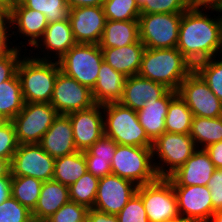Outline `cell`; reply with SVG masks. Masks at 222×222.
Instances as JSON below:
<instances>
[{
	"label": "cell",
	"instance_id": "1",
	"mask_svg": "<svg viewBox=\"0 0 222 222\" xmlns=\"http://www.w3.org/2000/svg\"><path fill=\"white\" fill-rule=\"evenodd\" d=\"M205 9L222 13L219 7L192 5L182 13L179 27L176 48L193 67L201 61L221 56L218 54L222 48V15L213 19Z\"/></svg>",
	"mask_w": 222,
	"mask_h": 222
},
{
	"label": "cell",
	"instance_id": "2",
	"mask_svg": "<svg viewBox=\"0 0 222 222\" xmlns=\"http://www.w3.org/2000/svg\"><path fill=\"white\" fill-rule=\"evenodd\" d=\"M194 67L177 48H145L137 75L177 91Z\"/></svg>",
	"mask_w": 222,
	"mask_h": 222
},
{
	"label": "cell",
	"instance_id": "3",
	"mask_svg": "<svg viewBox=\"0 0 222 222\" xmlns=\"http://www.w3.org/2000/svg\"><path fill=\"white\" fill-rule=\"evenodd\" d=\"M59 71L58 61L40 60L24 54L17 66L24 102L50 103Z\"/></svg>",
	"mask_w": 222,
	"mask_h": 222
},
{
	"label": "cell",
	"instance_id": "4",
	"mask_svg": "<svg viewBox=\"0 0 222 222\" xmlns=\"http://www.w3.org/2000/svg\"><path fill=\"white\" fill-rule=\"evenodd\" d=\"M104 135L117 144L152 147L153 142L140 125L137 112L120 102L103 104Z\"/></svg>",
	"mask_w": 222,
	"mask_h": 222
},
{
	"label": "cell",
	"instance_id": "5",
	"mask_svg": "<svg viewBox=\"0 0 222 222\" xmlns=\"http://www.w3.org/2000/svg\"><path fill=\"white\" fill-rule=\"evenodd\" d=\"M112 174L134 182L137 186L154 182L157 175L152 147L118 144L111 161Z\"/></svg>",
	"mask_w": 222,
	"mask_h": 222
},
{
	"label": "cell",
	"instance_id": "6",
	"mask_svg": "<svg viewBox=\"0 0 222 222\" xmlns=\"http://www.w3.org/2000/svg\"><path fill=\"white\" fill-rule=\"evenodd\" d=\"M196 150L197 147L194 140L189 134H177L165 131L152 144L153 161H155L154 166L158 177L168 178L180 168ZM155 156H157V158ZM157 159L159 160L156 161Z\"/></svg>",
	"mask_w": 222,
	"mask_h": 222
},
{
	"label": "cell",
	"instance_id": "7",
	"mask_svg": "<svg viewBox=\"0 0 222 222\" xmlns=\"http://www.w3.org/2000/svg\"><path fill=\"white\" fill-rule=\"evenodd\" d=\"M104 61L96 44H76L59 61L60 71L92 90Z\"/></svg>",
	"mask_w": 222,
	"mask_h": 222
},
{
	"label": "cell",
	"instance_id": "8",
	"mask_svg": "<svg viewBox=\"0 0 222 222\" xmlns=\"http://www.w3.org/2000/svg\"><path fill=\"white\" fill-rule=\"evenodd\" d=\"M182 14H141L139 40L150 49L176 48Z\"/></svg>",
	"mask_w": 222,
	"mask_h": 222
},
{
	"label": "cell",
	"instance_id": "9",
	"mask_svg": "<svg viewBox=\"0 0 222 222\" xmlns=\"http://www.w3.org/2000/svg\"><path fill=\"white\" fill-rule=\"evenodd\" d=\"M57 116L50 103H24L21 112L11 120L18 144H39Z\"/></svg>",
	"mask_w": 222,
	"mask_h": 222
},
{
	"label": "cell",
	"instance_id": "10",
	"mask_svg": "<svg viewBox=\"0 0 222 222\" xmlns=\"http://www.w3.org/2000/svg\"><path fill=\"white\" fill-rule=\"evenodd\" d=\"M136 193L142 198L149 222H161L180 215L173 185L167 178L140 185Z\"/></svg>",
	"mask_w": 222,
	"mask_h": 222
},
{
	"label": "cell",
	"instance_id": "11",
	"mask_svg": "<svg viewBox=\"0 0 222 222\" xmlns=\"http://www.w3.org/2000/svg\"><path fill=\"white\" fill-rule=\"evenodd\" d=\"M177 94L192 111L193 116H222V102L195 70L182 81Z\"/></svg>",
	"mask_w": 222,
	"mask_h": 222
},
{
	"label": "cell",
	"instance_id": "12",
	"mask_svg": "<svg viewBox=\"0 0 222 222\" xmlns=\"http://www.w3.org/2000/svg\"><path fill=\"white\" fill-rule=\"evenodd\" d=\"M54 162L39 144H19L11 160V176H31L42 182L52 180Z\"/></svg>",
	"mask_w": 222,
	"mask_h": 222
},
{
	"label": "cell",
	"instance_id": "13",
	"mask_svg": "<svg viewBox=\"0 0 222 222\" xmlns=\"http://www.w3.org/2000/svg\"><path fill=\"white\" fill-rule=\"evenodd\" d=\"M50 104L58 114L65 115L95 105L91 90L62 71L58 72Z\"/></svg>",
	"mask_w": 222,
	"mask_h": 222
},
{
	"label": "cell",
	"instance_id": "14",
	"mask_svg": "<svg viewBox=\"0 0 222 222\" xmlns=\"http://www.w3.org/2000/svg\"><path fill=\"white\" fill-rule=\"evenodd\" d=\"M138 186L125 178L109 174L99 178L94 209L117 215L137 192Z\"/></svg>",
	"mask_w": 222,
	"mask_h": 222
},
{
	"label": "cell",
	"instance_id": "15",
	"mask_svg": "<svg viewBox=\"0 0 222 222\" xmlns=\"http://www.w3.org/2000/svg\"><path fill=\"white\" fill-rule=\"evenodd\" d=\"M68 18L77 44L99 45L106 23L102 6L71 8Z\"/></svg>",
	"mask_w": 222,
	"mask_h": 222
},
{
	"label": "cell",
	"instance_id": "16",
	"mask_svg": "<svg viewBox=\"0 0 222 222\" xmlns=\"http://www.w3.org/2000/svg\"><path fill=\"white\" fill-rule=\"evenodd\" d=\"M67 115L71 121L74 144L78 151H86L104 135L103 105L95 104L89 109Z\"/></svg>",
	"mask_w": 222,
	"mask_h": 222
},
{
	"label": "cell",
	"instance_id": "17",
	"mask_svg": "<svg viewBox=\"0 0 222 222\" xmlns=\"http://www.w3.org/2000/svg\"><path fill=\"white\" fill-rule=\"evenodd\" d=\"M179 214L193 222H208L213 214L208 186H173Z\"/></svg>",
	"mask_w": 222,
	"mask_h": 222
},
{
	"label": "cell",
	"instance_id": "18",
	"mask_svg": "<svg viewBox=\"0 0 222 222\" xmlns=\"http://www.w3.org/2000/svg\"><path fill=\"white\" fill-rule=\"evenodd\" d=\"M76 44L69 18H67L63 21L48 24L43 36L32 48H35L34 50L38 49V51L40 49L45 54L42 57L36 56V59L51 61V58H54L52 61H55V59L59 61ZM52 54L55 55L52 57Z\"/></svg>",
	"mask_w": 222,
	"mask_h": 222
},
{
	"label": "cell",
	"instance_id": "19",
	"mask_svg": "<svg viewBox=\"0 0 222 222\" xmlns=\"http://www.w3.org/2000/svg\"><path fill=\"white\" fill-rule=\"evenodd\" d=\"M216 167L205 149H197L186 162L167 179L173 186H207Z\"/></svg>",
	"mask_w": 222,
	"mask_h": 222
},
{
	"label": "cell",
	"instance_id": "20",
	"mask_svg": "<svg viewBox=\"0 0 222 222\" xmlns=\"http://www.w3.org/2000/svg\"><path fill=\"white\" fill-rule=\"evenodd\" d=\"M39 145L54 159L77 152L69 116L58 114L50 128L42 136Z\"/></svg>",
	"mask_w": 222,
	"mask_h": 222
},
{
	"label": "cell",
	"instance_id": "21",
	"mask_svg": "<svg viewBox=\"0 0 222 222\" xmlns=\"http://www.w3.org/2000/svg\"><path fill=\"white\" fill-rule=\"evenodd\" d=\"M11 28L16 31H11L12 35L19 34L20 38L28 40L29 47H33L38 40L43 36V33L48 26V22L43 13L26 8L17 0L11 4L10 8Z\"/></svg>",
	"mask_w": 222,
	"mask_h": 222
},
{
	"label": "cell",
	"instance_id": "22",
	"mask_svg": "<svg viewBox=\"0 0 222 222\" xmlns=\"http://www.w3.org/2000/svg\"><path fill=\"white\" fill-rule=\"evenodd\" d=\"M169 90L165 85L139 75L129 76L126 78L123 97L119 102L123 106L138 111L144 107L145 102L157 101Z\"/></svg>",
	"mask_w": 222,
	"mask_h": 222
},
{
	"label": "cell",
	"instance_id": "23",
	"mask_svg": "<svg viewBox=\"0 0 222 222\" xmlns=\"http://www.w3.org/2000/svg\"><path fill=\"white\" fill-rule=\"evenodd\" d=\"M177 95V91L169 90L157 101L144 103V107L137 112L140 125L145 129L149 139L154 142L165 131V118L170 101Z\"/></svg>",
	"mask_w": 222,
	"mask_h": 222
},
{
	"label": "cell",
	"instance_id": "24",
	"mask_svg": "<svg viewBox=\"0 0 222 222\" xmlns=\"http://www.w3.org/2000/svg\"><path fill=\"white\" fill-rule=\"evenodd\" d=\"M126 78L123 73L115 71L109 64L103 61L96 84L91 90L94 103L103 105L119 102L123 97Z\"/></svg>",
	"mask_w": 222,
	"mask_h": 222
},
{
	"label": "cell",
	"instance_id": "25",
	"mask_svg": "<svg viewBox=\"0 0 222 222\" xmlns=\"http://www.w3.org/2000/svg\"><path fill=\"white\" fill-rule=\"evenodd\" d=\"M69 200V186L53 179L43 182L37 204L31 212L33 221L45 222Z\"/></svg>",
	"mask_w": 222,
	"mask_h": 222
},
{
	"label": "cell",
	"instance_id": "26",
	"mask_svg": "<svg viewBox=\"0 0 222 222\" xmlns=\"http://www.w3.org/2000/svg\"><path fill=\"white\" fill-rule=\"evenodd\" d=\"M101 49L104 62L109 64L115 71L123 73L126 77L138 74L145 50V46L140 40L119 48Z\"/></svg>",
	"mask_w": 222,
	"mask_h": 222
},
{
	"label": "cell",
	"instance_id": "27",
	"mask_svg": "<svg viewBox=\"0 0 222 222\" xmlns=\"http://www.w3.org/2000/svg\"><path fill=\"white\" fill-rule=\"evenodd\" d=\"M139 41L138 21L106 20L100 48H119Z\"/></svg>",
	"mask_w": 222,
	"mask_h": 222
},
{
	"label": "cell",
	"instance_id": "28",
	"mask_svg": "<svg viewBox=\"0 0 222 222\" xmlns=\"http://www.w3.org/2000/svg\"><path fill=\"white\" fill-rule=\"evenodd\" d=\"M21 82L17 72L0 84V120L11 121L23 109Z\"/></svg>",
	"mask_w": 222,
	"mask_h": 222
},
{
	"label": "cell",
	"instance_id": "29",
	"mask_svg": "<svg viewBox=\"0 0 222 222\" xmlns=\"http://www.w3.org/2000/svg\"><path fill=\"white\" fill-rule=\"evenodd\" d=\"M87 172L84 152L77 151L55 159L53 180L70 186Z\"/></svg>",
	"mask_w": 222,
	"mask_h": 222
},
{
	"label": "cell",
	"instance_id": "30",
	"mask_svg": "<svg viewBox=\"0 0 222 222\" xmlns=\"http://www.w3.org/2000/svg\"><path fill=\"white\" fill-rule=\"evenodd\" d=\"M189 135L197 149H205L211 144L222 141V116L216 118L194 116Z\"/></svg>",
	"mask_w": 222,
	"mask_h": 222
},
{
	"label": "cell",
	"instance_id": "31",
	"mask_svg": "<svg viewBox=\"0 0 222 222\" xmlns=\"http://www.w3.org/2000/svg\"><path fill=\"white\" fill-rule=\"evenodd\" d=\"M193 117L192 111L177 94L168 106L165 118L166 132L189 134Z\"/></svg>",
	"mask_w": 222,
	"mask_h": 222
},
{
	"label": "cell",
	"instance_id": "32",
	"mask_svg": "<svg viewBox=\"0 0 222 222\" xmlns=\"http://www.w3.org/2000/svg\"><path fill=\"white\" fill-rule=\"evenodd\" d=\"M43 182L31 176H12L11 194L31 212L40 196Z\"/></svg>",
	"mask_w": 222,
	"mask_h": 222
},
{
	"label": "cell",
	"instance_id": "33",
	"mask_svg": "<svg viewBox=\"0 0 222 222\" xmlns=\"http://www.w3.org/2000/svg\"><path fill=\"white\" fill-rule=\"evenodd\" d=\"M98 182L99 178L87 171L75 183L69 186V199L86 206L88 209L93 208Z\"/></svg>",
	"mask_w": 222,
	"mask_h": 222
},
{
	"label": "cell",
	"instance_id": "34",
	"mask_svg": "<svg viewBox=\"0 0 222 222\" xmlns=\"http://www.w3.org/2000/svg\"><path fill=\"white\" fill-rule=\"evenodd\" d=\"M106 20L138 21L141 8L136 0H104L102 4Z\"/></svg>",
	"mask_w": 222,
	"mask_h": 222
},
{
	"label": "cell",
	"instance_id": "35",
	"mask_svg": "<svg viewBox=\"0 0 222 222\" xmlns=\"http://www.w3.org/2000/svg\"><path fill=\"white\" fill-rule=\"evenodd\" d=\"M26 8L41 12L48 24L63 21L68 18L69 7L66 0H17Z\"/></svg>",
	"mask_w": 222,
	"mask_h": 222
},
{
	"label": "cell",
	"instance_id": "36",
	"mask_svg": "<svg viewBox=\"0 0 222 222\" xmlns=\"http://www.w3.org/2000/svg\"><path fill=\"white\" fill-rule=\"evenodd\" d=\"M201 61L194 66V70L207 83L210 90L222 102V57Z\"/></svg>",
	"mask_w": 222,
	"mask_h": 222
},
{
	"label": "cell",
	"instance_id": "37",
	"mask_svg": "<svg viewBox=\"0 0 222 222\" xmlns=\"http://www.w3.org/2000/svg\"><path fill=\"white\" fill-rule=\"evenodd\" d=\"M141 8V14H182L192 4L188 0H136Z\"/></svg>",
	"mask_w": 222,
	"mask_h": 222
},
{
	"label": "cell",
	"instance_id": "38",
	"mask_svg": "<svg viewBox=\"0 0 222 222\" xmlns=\"http://www.w3.org/2000/svg\"><path fill=\"white\" fill-rule=\"evenodd\" d=\"M0 222H34L31 211L13 196L0 204Z\"/></svg>",
	"mask_w": 222,
	"mask_h": 222
},
{
	"label": "cell",
	"instance_id": "39",
	"mask_svg": "<svg viewBox=\"0 0 222 222\" xmlns=\"http://www.w3.org/2000/svg\"><path fill=\"white\" fill-rule=\"evenodd\" d=\"M88 208L69 200L45 222H77L87 219Z\"/></svg>",
	"mask_w": 222,
	"mask_h": 222
},
{
	"label": "cell",
	"instance_id": "40",
	"mask_svg": "<svg viewBox=\"0 0 222 222\" xmlns=\"http://www.w3.org/2000/svg\"><path fill=\"white\" fill-rule=\"evenodd\" d=\"M18 145L12 121L0 120V158L11 161Z\"/></svg>",
	"mask_w": 222,
	"mask_h": 222
},
{
	"label": "cell",
	"instance_id": "41",
	"mask_svg": "<svg viewBox=\"0 0 222 222\" xmlns=\"http://www.w3.org/2000/svg\"><path fill=\"white\" fill-rule=\"evenodd\" d=\"M116 216L119 222H149L142 198L137 193Z\"/></svg>",
	"mask_w": 222,
	"mask_h": 222
},
{
	"label": "cell",
	"instance_id": "42",
	"mask_svg": "<svg viewBox=\"0 0 222 222\" xmlns=\"http://www.w3.org/2000/svg\"><path fill=\"white\" fill-rule=\"evenodd\" d=\"M117 146L118 144L112 138L103 135L89 149L84 151V155L95 156V160L108 161L111 164Z\"/></svg>",
	"mask_w": 222,
	"mask_h": 222
},
{
	"label": "cell",
	"instance_id": "43",
	"mask_svg": "<svg viewBox=\"0 0 222 222\" xmlns=\"http://www.w3.org/2000/svg\"><path fill=\"white\" fill-rule=\"evenodd\" d=\"M9 29L12 31L10 11L6 8H0V57L10 53L16 47L23 48L26 46L22 44L23 41H21L20 45H22V47L17 46V44H14L15 47H12L13 43L9 42V37L12 36V34L8 33L10 31ZM8 44H12V46Z\"/></svg>",
	"mask_w": 222,
	"mask_h": 222
},
{
	"label": "cell",
	"instance_id": "44",
	"mask_svg": "<svg viewBox=\"0 0 222 222\" xmlns=\"http://www.w3.org/2000/svg\"><path fill=\"white\" fill-rule=\"evenodd\" d=\"M21 49L16 47L10 53L0 57V84L9 80L17 72L18 63L22 58Z\"/></svg>",
	"mask_w": 222,
	"mask_h": 222
},
{
	"label": "cell",
	"instance_id": "45",
	"mask_svg": "<svg viewBox=\"0 0 222 222\" xmlns=\"http://www.w3.org/2000/svg\"><path fill=\"white\" fill-rule=\"evenodd\" d=\"M207 186L210 190L213 213L222 210V168L215 170Z\"/></svg>",
	"mask_w": 222,
	"mask_h": 222
},
{
	"label": "cell",
	"instance_id": "46",
	"mask_svg": "<svg viewBox=\"0 0 222 222\" xmlns=\"http://www.w3.org/2000/svg\"><path fill=\"white\" fill-rule=\"evenodd\" d=\"M87 171L97 178L112 174L111 164L108 161L95 160V156H85Z\"/></svg>",
	"mask_w": 222,
	"mask_h": 222
},
{
	"label": "cell",
	"instance_id": "47",
	"mask_svg": "<svg viewBox=\"0 0 222 222\" xmlns=\"http://www.w3.org/2000/svg\"><path fill=\"white\" fill-rule=\"evenodd\" d=\"M87 222H119L116 215L89 208L87 211Z\"/></svg>",
	"mask_w": 222,
	"mask_h": 222
},
{
	"label": "cell",
	"instance_id": "48",
	"mask_svg": "<svg viewBox=\"0 0 222 222\" xmlns=\"http://www.w3.org/2000/svg\"><path fill=\"white\" fill-rule=\"evenodd\" d=\"M216 169L222 168V141L216 142L205 148Z\"/></svg>",
	"mask_w": 222,
	"mask_h": 222
},
{
	"label": "cell",
	"instance_id": "49",
	"mask_svg": "<svg viewBox=\"0 0 222 222\" xmlns=\"http://www.w3.org/2000/svg\"><path fill=\"white\" fill-rule=\"evenodd\" d=\"M12 177L0 178V204L6 201L11 194Z\"/></svg>",
	"mask_w": 222,
	"mask_h": 222
},
{
	"label": "cell",
	"instance_id": "50",
	"mask_svg": "<svg viewBox=\"0 0 222 222\" xmlns=\"http://www.w3.org/2000/svg\"><path fill=\"white\" fill-rule=\"evenodd\" d=\"M104 0H66L69 9L75 7L102 6Z\"/></svg>",
	"mask_w": 222,
	"mask_h": 222
},
{
	"label": "cell",
	"instance_id": "51",
	"mask_svg": "<svg viewBox=\"0 0 222 222\" xmlns=\"http://www.w3.org/2000/svg\"><path fill=\"white\" fill-rule=\"evenodd\" d=\"M12 177L11 176V161L8 159L0 158V178Z\"/></svg>",
	"mask_w": 222,
	"mask_h": 222
},
{
	"label": "cell",
	"instance_id": "52",
	"mask_svg": "<svg viewBox=\"0 0 222 222\" xmlns=\"http://www.w3.org/2000/svg\"><path fill=\"white\" fill-rule=\"evenodd\" d=\"M202 7L222 8V0H202Z\"/></svg>",
	"mask_w": 222,
	"mask_h": 222
},
{
	"label": "cell",
	"instance_id": "53",
	"mask_svg": "<svg viewBox=\"0 0 222 222\" xmlns=\"http://www.w3.org/2000/svg\"><path fill=\"white\" fill-rule=\"evenodd\" d=\"M208 222H222V210L215 211Z\"/></svg>",
	"mask_w": 222,
	"mask_h": 222
},
{
	"label": "cell",
	"instance_id": "54",
	"mask_svg": "<svg viewBox=\"0 0 222 222\" xmlns=\"http://www.w3.org/2000/svg\"><path fill=\"white\" fill-rule=\"evenodd\" d=\"M161 222H193L190 219H187L186 217L182 216V215H178L174 218L168 219V220H164Z\"/></svg>",
	"mask_w": 222,
	"mask_h": 222
},
{
	"label": "cell",
	"instance_id": "55",
	"mask_svg": "<svg viewBox=\"0 0 222 222\" xmlns=\"http://www.w3.org/2000/svg\"><path fill=\"white\" fill-rule=\"evenodd\" d=\"M14 0H0V8L9 9Z\"/></svg>",
	"mask_w": 222,
	"mask_h": 222
},
{
	"label": "cell",
	"instance_id": "56",
	"mask_svg": "<svg viewBox=\"0 0 222 222\" xmlns=\"http://www.w3.org/2000/svg\"><path fill=\"white\" fill-rule=\"evenodd\" d=\"M192 5L202 7V0H188Z\"/></svg>",
	"mask_w": 222,
	"mask_h": 222
}]
</instances>
